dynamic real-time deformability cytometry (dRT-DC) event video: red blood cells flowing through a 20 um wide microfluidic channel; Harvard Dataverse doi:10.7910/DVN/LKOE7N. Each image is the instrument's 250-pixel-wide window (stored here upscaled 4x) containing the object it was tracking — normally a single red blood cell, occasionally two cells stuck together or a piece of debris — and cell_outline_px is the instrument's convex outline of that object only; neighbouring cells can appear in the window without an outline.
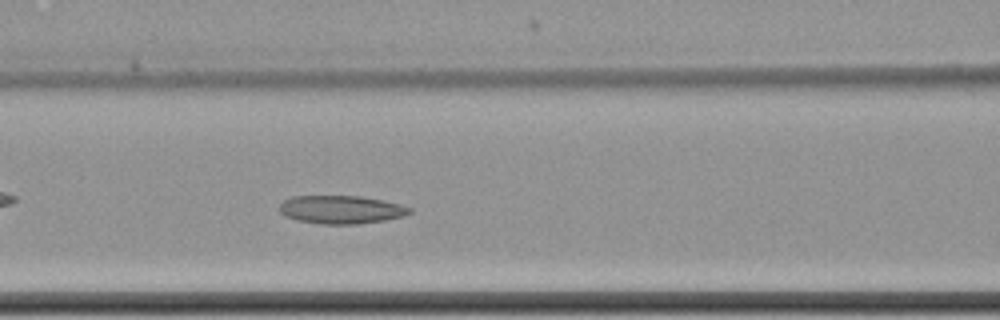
{"species": "common noctule bat (a hibernating species)", "species_latin": "Nyctalus noctula", "temperature_condition": "cold", "stored_images_in_passage": 57, "camera_frame_rate_fps": 3000, "um_per_image_px": 0.085, "animal": {"sex": "female", "body_mass_g": 22.7, "forearm_length_mm": 54.2}, "frame": {"image": 1, "passage_image": 24, "time_ms": 7.667, "image_size_px": [1000, 320], "cell_outline_px": [[412, 212], [404, 216], [384, 220], [356, 224], [320, 224], [300, 220], [284, 216], [280, 212], [280, 204], [284, 200], [292, 196], [360, 196], [384, 200], [400, 204], [412, 208]], "centroid_in_image_um": [29.01, 17.81], "position_along_channel_um": 137.6, "area_um2": 21.39}}
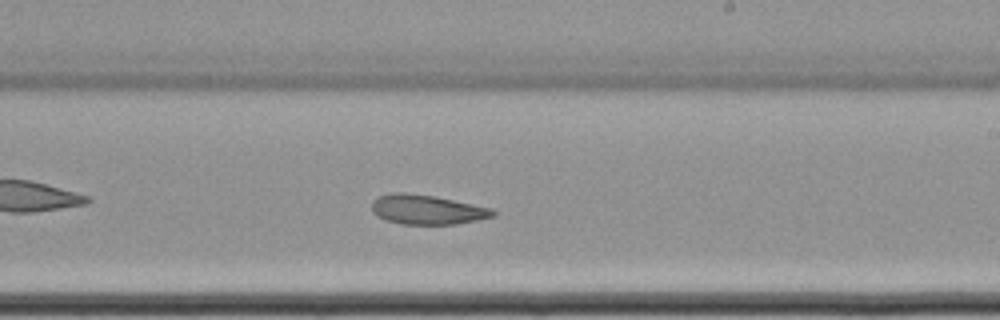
{"frame": {"image": 2, "passage_image": 34, "time_ms": 11.0, "image_size_px": [1000, 320], "cell_outline_px": [[496, 216], [456, 224], [400, 224], [384, 220], [376, 216], [372, 212], [372, 200], [380, 196], [392, 192], [404, 192], [436, 196], [492, 208], [496, 212]], "centroid_in_image_um": [36.28, 17.81], "position_along_channel_um": 252.7, "area_um2": 21.1}}
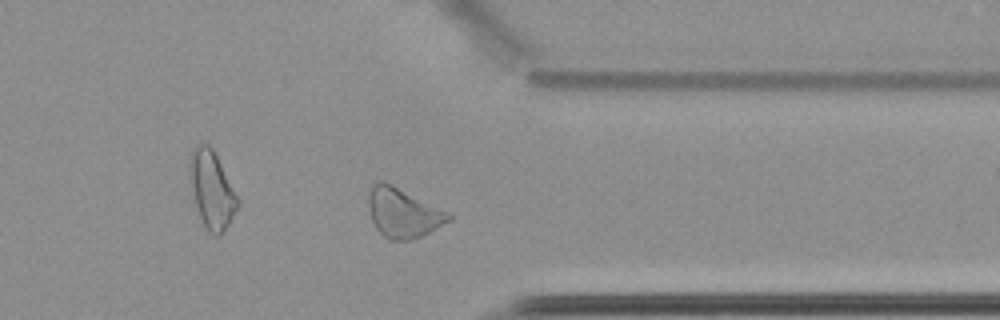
{"frame": {"image": 3, "passage_image": 45, "time_ms": 14.667, "image_size_px": [1000, 320], "cell_outline_px": [[452, 220], [424, 236], [412, 240], [388, 240], [376, 228], [372, 220], [368, 208], [368, 192], [372, 184], [392, 184], [448, 212], [452, 216]], "centroid_in_image_um": [34.28, 18.14], "position_along_channel_um": 377.1, "area_um2": 23.0}}